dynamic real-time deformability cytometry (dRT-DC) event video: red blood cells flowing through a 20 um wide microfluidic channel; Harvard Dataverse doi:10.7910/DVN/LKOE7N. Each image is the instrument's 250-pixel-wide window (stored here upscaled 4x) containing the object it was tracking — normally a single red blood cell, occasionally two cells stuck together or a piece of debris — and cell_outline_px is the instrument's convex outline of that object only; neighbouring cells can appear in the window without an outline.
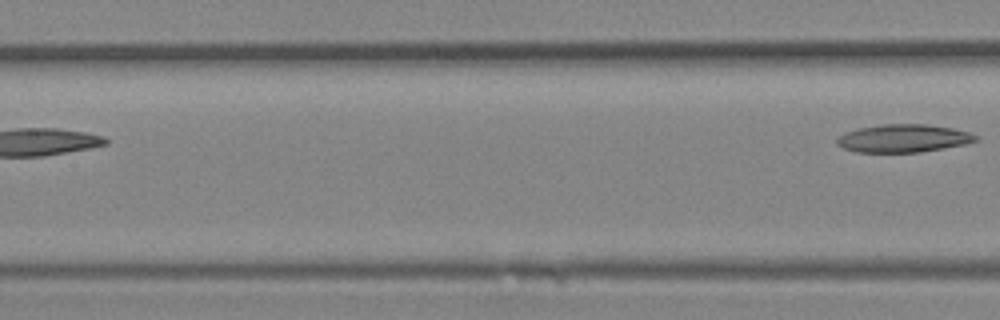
{"species": "Egyptian fruit bat (a non-hibernating species)", "species_latin": "Rousettus aegyptiacus", "temperature_condition": "room temperature", "stored_images_in_passage": 12, "segment_of_instrument_passage": [2, 2], "camera_frame_rate_fps": 3000, "um_per_image_px": 0.085, "animal": {"sex": "female"}, "frame": {"image": 1, "passage_image": 12, "time_ms": 3.667, "image_size_px": [1000, 320], "cell_outline_px": [[980, 140], [964, 144], [944, 148], [920, 152], [856, 152], [844, 148], [836, 144], [836, 136], [844, 132], [860, 128], [884, 124], [928, 124], [952, 128], [968, 132], [976, 136]], "centroid_in_image_um": [76.76, 11.76], "position_along_channel_um": 130.6, "area_um2": 22.6}}